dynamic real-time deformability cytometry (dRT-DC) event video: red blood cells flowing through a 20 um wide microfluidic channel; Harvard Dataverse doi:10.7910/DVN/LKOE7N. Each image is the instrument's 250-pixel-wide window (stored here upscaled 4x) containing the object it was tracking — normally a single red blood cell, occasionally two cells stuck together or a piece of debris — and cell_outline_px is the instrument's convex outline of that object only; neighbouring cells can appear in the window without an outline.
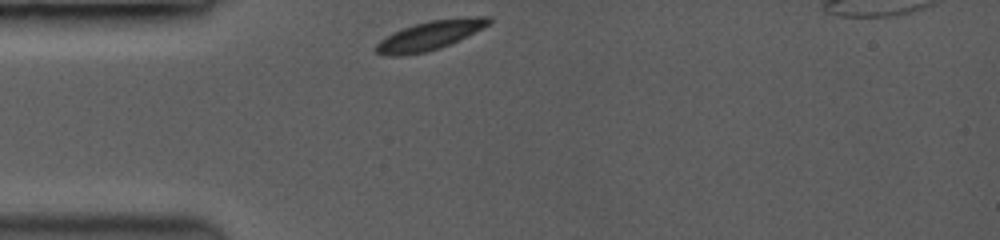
{"species": "common noctule bat (a hibernating species)", "species_latin": "Nyctalus noctula", "temperature_condition": "room temperature", "stored_images_in_passage": 34, "camera_frame_rate_fps": 3500, "um_per_image_px": 0.085, "animal": {"sex": "female", "body_mass_g": 19.0, "forearm_length_mm": 53.3}, "frame": {"image": 1, "passage_image": 1, "time_ms": 0.0, "image_size_px": [1000, 240], "cell_outline_px": [[492, 20], [488, 24], [440, 48], [424, 52], [400, 56], [392, 56], [376, 52], [376, 44], [380, 40], [392, 32], [416, 24], [432, 20], [472, 16], [492, 16]], "centroid_in_image_um": [36.5, 3.0], "position_along_channel_um": 48.5, "area_um2": 18.5}}
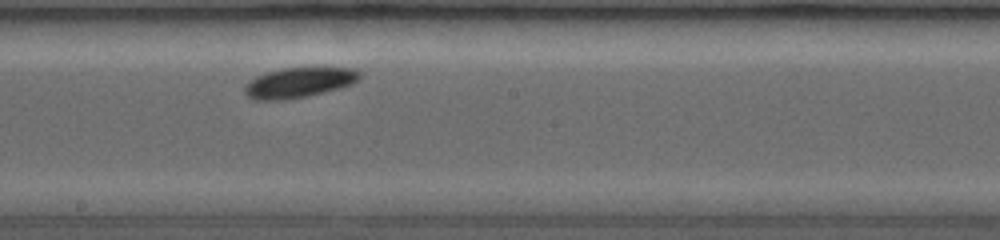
{"frame": {"image": 2, "passage_image": 15, "time_ms": 4.857, "image_size_px": [1000, 240], "cell_outline_px": [[360, 76], [352, 84], [340, 88], [304, 96], [272, 100], [264, 100], [248, 96], [244, 92], [244, 88], [248, 80], [256, 76], [280, 68], [324, 64], [352, 68], [360, 72]], "centroid_in_image_um": [25.48, 6.93], "position_along_channel_um": 222.7, "area_um2": 20.69}}
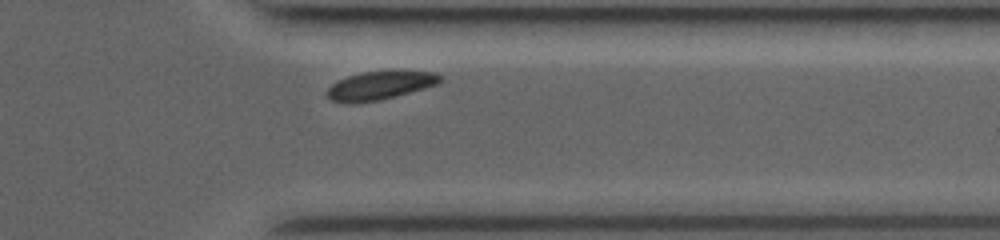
{"frame": {"image": 3, "passage_image": 29, "time_ms": 8.857, "image_size_px": [1000, 240], "cell_outline_px": [[444, 80], [440, 84], [396, 96], [380, 100], [352, 104], [348, 104], [332, 100], [328, 96], [328, 88], [332, 84], [348, 76], [364, 72], [432, 72], [440, 76]], "centroid_in_image_um": [32.31, 7.29], "position_along_channel_um": 379.1, "area_um2": 18.38}, "authors_computed_cell_mechanics": {"area_um2": 19.0162, "velocity_mm_per_s": 3.8724, "shape_relaxation_time_tau1_ms": 0.8149, "shape_relaxation_time_tau2_ms": null, "deformation_change_tau1": 0.0423, "deformation_change_tau2": null}}